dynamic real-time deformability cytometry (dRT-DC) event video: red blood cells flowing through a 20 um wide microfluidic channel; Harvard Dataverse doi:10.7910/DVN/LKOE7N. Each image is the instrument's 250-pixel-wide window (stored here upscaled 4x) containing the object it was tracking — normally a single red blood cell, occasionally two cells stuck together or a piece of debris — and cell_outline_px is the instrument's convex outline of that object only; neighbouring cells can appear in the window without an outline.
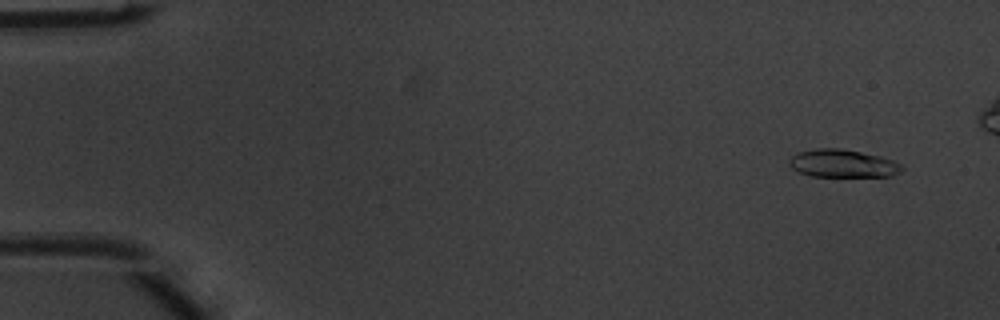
{"species": "common noctule bat (a hibernating species)", "species_latin": "Nyctalus noctula", "temperature_condition": "warm", "stored_images_in_passage": 48, "camera_frame_rate_fps": 3000, "um_per_image_px": 0.085, "animal": {"sex": "male", "body_mass_g": 20.1, "forearm_length_mm": 53.5}, "frame": {"image": 1, "passage_image": 4, "time_ms": 1.0, "image_size_px": [1000, 320], "cell_outline_px": [[904, 168], [900, 172], [892, 176], [812, 176], [800, 172], [792, 168], [788, 164], [788, 160], [792, 156], [800, 152], [816, 148], [840, 148], [880, 156], [892, 160], [900, 164]], "centroid_in_image_um": [71.63, 13.89], "position_along_channel_um": 13.4, "area_um2": 18.15}}
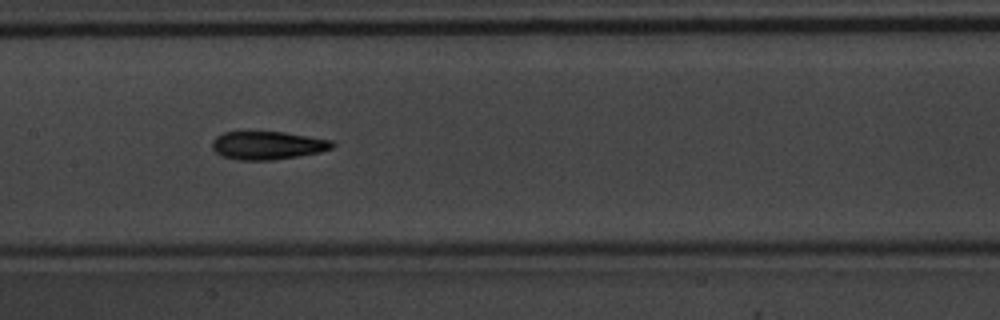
{"frame": {"image": 2, "passage_image": 26, "time_ms": 8.333, "image_size_px": [1000, 320], "cell_outline_px": [[336, 144], [332, 148], [320, 152], [272, 160], [240, 160], [224, 156], [216, 152], [212, 148], [212, 140], [216, 136], [224, 132], [284, 132], [332, 140]], "centroid_in_image_um": [22.75, 12.35], "position_along_channel_um": 184.6, "area_um2": 19.59}}
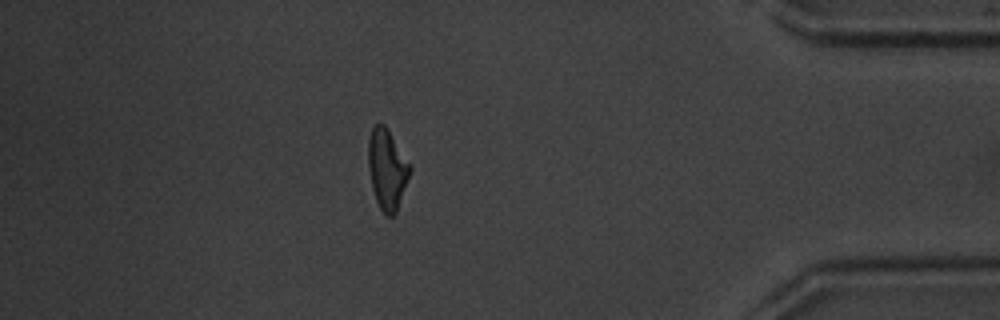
{"frame": {"image": 3, "passage_image": 45, "time_ms": 14.667, "image_size_px": [1000, 320], "cell_outline_px": [[412, 168], [396, 212], [392, 216], [384, 216], [376, 200], [372, 188], [368, 168], [368, 136], [372, 128], [376, 124], [384, 124], [388, 128]], "centroid_in_image_um": [32.88, 14.37], "position_along_channel_um": 402.3, "area_um2": 19.48}, "authors_computed_cell_mechanics": {"area_um2": 19.1896, "velocity_mm_per_s": 4.0281, "shape_relaxation_time_tau1_ms": 2.5117, "shape_relaxation_time_tau2_ms": 3.236, "deformation_change_tau1": 0.1915, "deformation_change_tau2": 0.131}}